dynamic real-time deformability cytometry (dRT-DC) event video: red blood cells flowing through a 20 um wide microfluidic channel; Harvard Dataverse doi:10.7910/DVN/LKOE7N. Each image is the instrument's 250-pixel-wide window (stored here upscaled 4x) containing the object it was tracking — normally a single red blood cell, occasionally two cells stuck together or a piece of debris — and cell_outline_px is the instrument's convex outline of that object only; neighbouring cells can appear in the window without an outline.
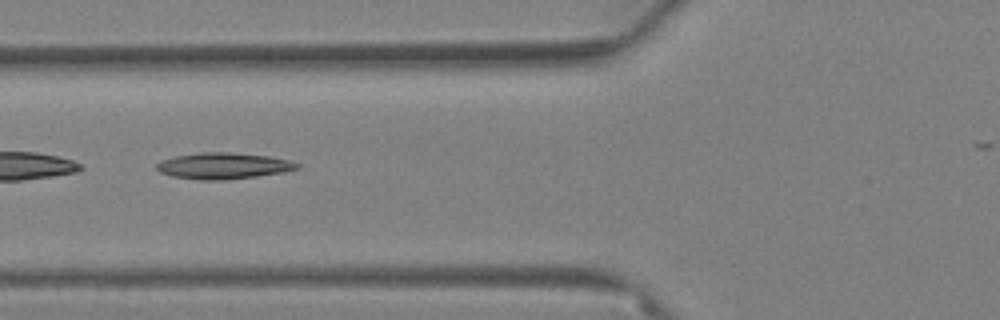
{"species": "Egyptian fruit bat (a non-hibernating species)", "species_latin": "Rousettus aegyptiacus", "temperature_condition": "warm", "stored_images_in_passage": 63, "camera_frame_rate_fps": 3000, "um_per_image_px": 0.085, "animal": {"sex": "female"}, "frame": {"image": 1, "passage_image": 27, "time_ms": 8.667, "image_size_px": [1000, 320], "cell_outline_px": [[300, 168], [284, 172], [256, 176], [224, 180], [200, 180], [172, 176], [160, 172], [156, 168], [156, 164], [160, 160], [176, 156], [200, 152], [228, 152], [272, 156], [288, 160], [300, 164]], "centroid_in_image_um": [18.99, 14.09], "position_along_channel_um": 106.8, "area_um2": 21.56}}